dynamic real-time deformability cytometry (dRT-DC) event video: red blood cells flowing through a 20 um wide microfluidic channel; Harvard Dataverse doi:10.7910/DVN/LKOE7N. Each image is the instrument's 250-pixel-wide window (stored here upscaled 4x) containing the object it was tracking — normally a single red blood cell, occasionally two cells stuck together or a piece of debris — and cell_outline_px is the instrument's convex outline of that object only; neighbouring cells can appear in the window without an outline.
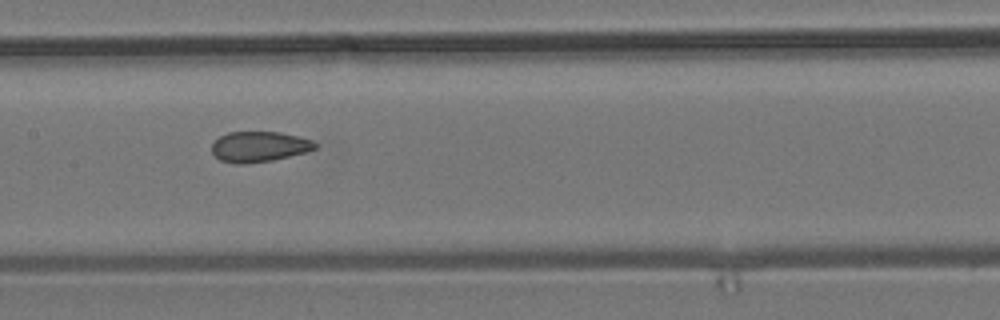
{"species": "common noctule bat (a hibernating species)", "species_latin": "Nyctalus noctula", "temperature_condition": "room temperature", "stored_images_in_passage": 15, "camera_frame_rate_fps": 3000, "um_per_image_px": 0.085, "animal": {"sex": "male", "body_mass_g": 19.2, "forearm_length_mm": 51.8}, "frame": {"image": 1, "passage_image": 7, "time_ms": 2.0, "image_size_px": [1000, 320], "cell_outline_px": [[320, 144], [316, 148], [304, 152], [272, 160], [244, 164], [236, 164], [220, 160], [212, 152], [212, 144], [220, 136], [228, 132], [280, 132], [300, 136], [312, 140]], "centroid_in_image_um": [22.04, 12.46], "position_along_channel_um": 185.4, "area_um2": 18.32}}
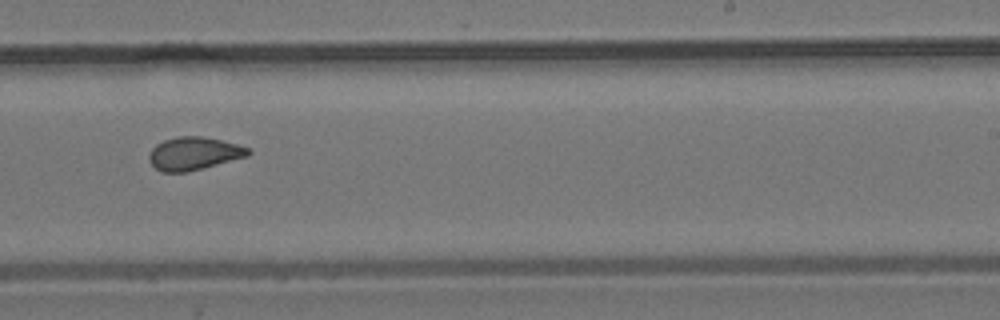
{"frame": {"image": 2, "passage_image": 9, "time_ms": 2.667, "image_size_px": [1000, 320], "cell_outline_px": [[252, 152], [248, 156], [188, 172], [160, 172], [148, 160], [148, 156], [152, 148], [156, 144], [164, 140], [180, 136], [200, 136], [220, 140], [236, 144], [248, 148]], "centroid_in_image_um": [16.46, 13.06], "position_along_channel_um": 272.5, "area_um2": 18.96}}
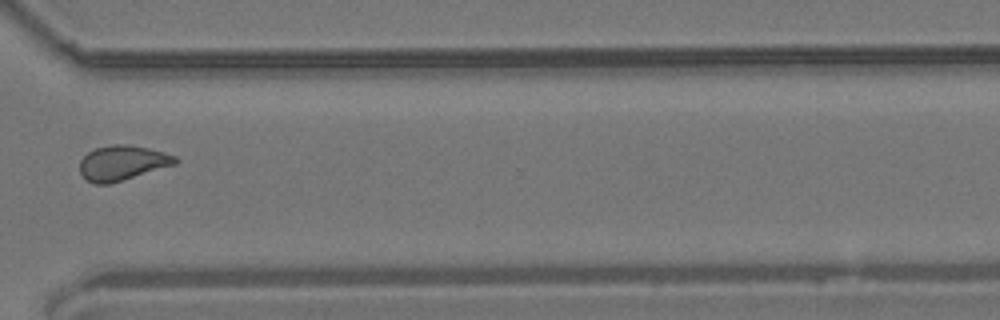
{"frame": {"image": 3, "passage_image": 11, "time_ms": 3.333, "image_size_px": [1000, 320], "cell_outline_px": [[180, 160], [176, 164], [108, 184], [96, 184], [88, 180], [80, 172], [80, 160], [88, 152], [96, 148], [112, 144], [128, 144], [148, 148], [164, 152], [176, 156]], "centroid_in_image_um": [10.42, 13.83], "position_along_channel_um": 360.2, "area_um2": 19.25}}